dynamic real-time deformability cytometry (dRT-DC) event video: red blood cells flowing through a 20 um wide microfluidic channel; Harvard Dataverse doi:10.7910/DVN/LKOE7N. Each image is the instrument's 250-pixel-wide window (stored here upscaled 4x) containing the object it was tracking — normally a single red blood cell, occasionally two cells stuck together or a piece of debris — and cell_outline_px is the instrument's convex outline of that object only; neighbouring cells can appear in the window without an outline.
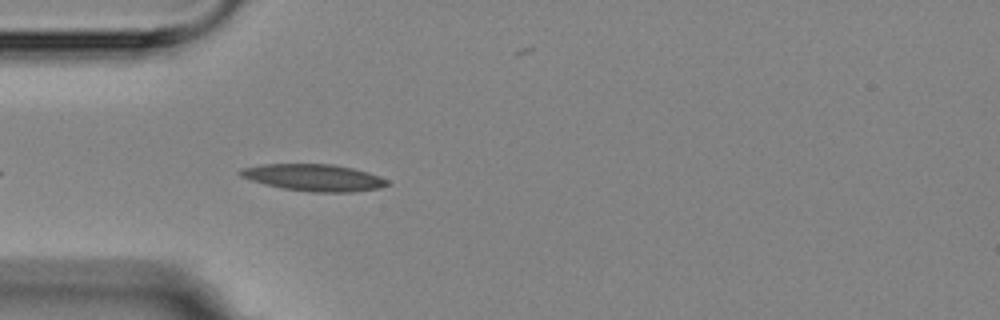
{"species": "Egyptian fruit bat (a non-hibernating species)", "species_latin": "Rousettus aegyptiacus", "temperature_condition": "room temperature", "stored_images_in_passage": 3, "camera_frame_rate_fps": 3000, "um_per_image_px": 0.085, "animal": {"sex": "female"}, "frame": {"image": 1, "passage_image": 3, "time_ms": 3.333, "image_size_px": [1000, 320], "cell_outline_px": [[392, 184], [380, 188], [352, 192], [312, 192], [284, 188], [264, 184], [240, 176], [236, 172], [240, 168], [260, 164], [332, 164], [352, 168], [368, 172], [380, 176], [388, 180]], "centroid_in_image_um": [26.68, 15.09], "position_along_channel_um": 58.3, "area_um2": 23.12}}